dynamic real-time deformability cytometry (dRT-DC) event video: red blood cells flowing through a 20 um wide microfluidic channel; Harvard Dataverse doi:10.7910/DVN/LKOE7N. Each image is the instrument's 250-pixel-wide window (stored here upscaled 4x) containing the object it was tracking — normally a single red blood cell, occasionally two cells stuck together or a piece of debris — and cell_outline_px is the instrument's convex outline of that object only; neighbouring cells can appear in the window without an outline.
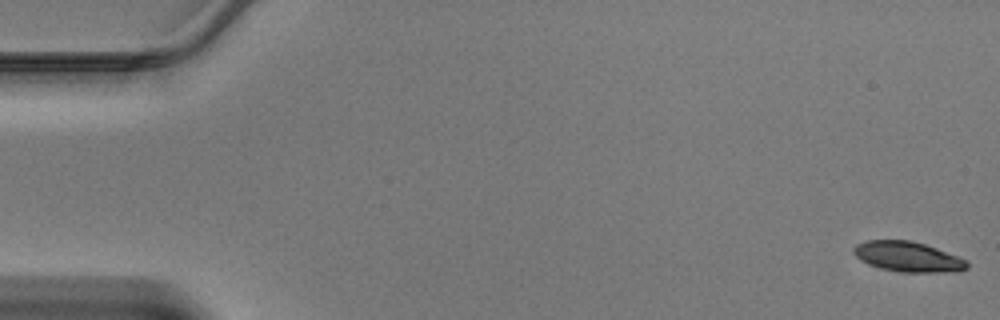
{"species": "Egyptian fruit bat (a non-hibernating species)", "species_latin": "Rousettus aegyptiacus", "temperature_condition": "warm", "stored_images_in_passage": 43, "camera_frame_rate_fps": 3000, "um_per_image_px": 0.085, "animal": {"sex": "male"}, "frame": {"image": 1, "passage_image": 1, "time_ms": 0.0, "image_size_px": [1000, 320], "cell_outline_px": [[968, 268], [952, 272], [900, 272], [880, 268], [868, 264], [860, 260], [852, 252], [852, 248], [856, 244], [864, 240], [912, 240], [936, 248], [968, 260]], "centroid_in_image_um": [77.14, 21.82], "position_along_channel_um": 7.9, "area_um2": 20.06}}
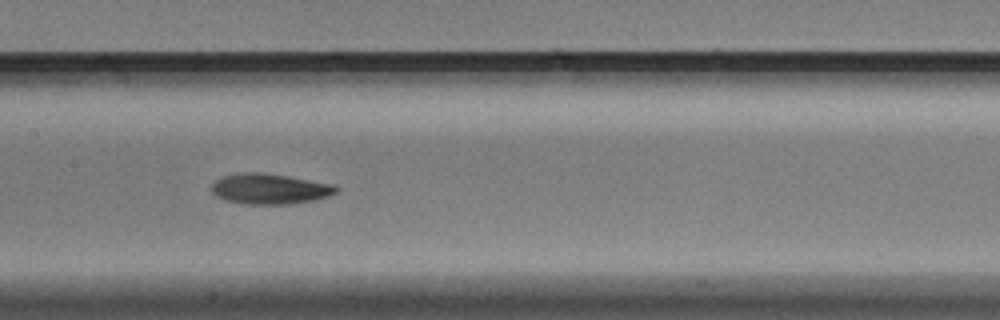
{"frame": {"image": 2, "passage_image": 23, "time_ms": 7.333, "image_size_px": [1000, 320], "cell_outline_px": [[336, 192], [328, 196], [312, 200], [288, 204], [244, 204], [224, 200], [216, 196], [212, 192], [212, 184], [216, 180], [224, 176], [244, 172], [264, 172], [288, 176], [332, 184], [336, 188]], "centroid_in_image_um": [22.88, 16.05], "position_along_channel_um": 184.5, "area_um2": 21.91}}
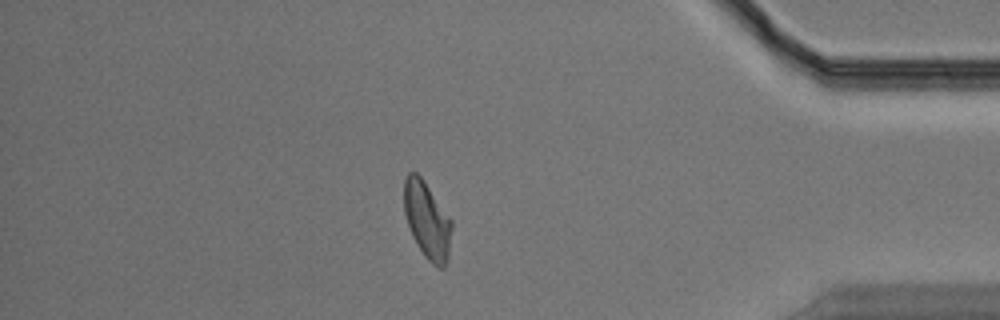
{"frame": {"image": 3, "passage_image": 40, "time_ms": 13.0, "image_size_px": [1000, 320], "cell_outline_px": [[452, 228], [448, 260], [444, 268], [440, 268], [432, 264], [424, 256], [416, 244], [412, 236], [404, 212], [404, 180], [408, 172], [416, 172], [424, 180], [452, 220]], "centroid_in_image_um": [36.31, 18.73], "position_along_channel_um": 398.9, "area_um2": 21.5}}